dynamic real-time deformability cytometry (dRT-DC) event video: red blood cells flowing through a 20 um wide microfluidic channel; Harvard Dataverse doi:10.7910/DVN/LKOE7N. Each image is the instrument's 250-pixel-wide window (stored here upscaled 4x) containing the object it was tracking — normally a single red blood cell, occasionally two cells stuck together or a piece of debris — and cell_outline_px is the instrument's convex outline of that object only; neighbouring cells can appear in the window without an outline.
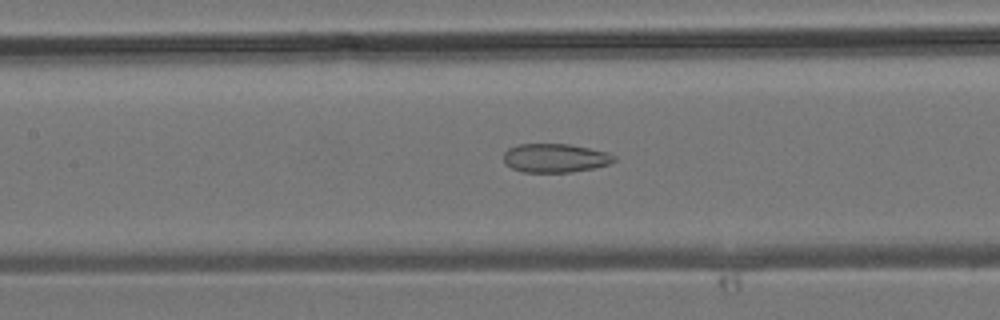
{"species": "common noctule bat (a hibernating species)", "species_latin": "Nyctalus noctula", "temperature_condition": "room temperature", "stored_images_in_passage": 28, "camera_frame_rate_fps": 3000, "um_per_image_px": 0.085, "animal": {"sex": "male", "body_mass_g": 19.2, "forearm_length_mm": 51.8}, "frame": {"image": 1, "passage_image": 11, "time_ms": 3.333, "image_size_px": [1000, 320], "cell_outline_px": [[616, 160], [608, 164], [592, 168], [572, 172], [524, 172], [512, 168], [504, 164], [504, 152], [508, 148], [520, 144], [568, 144], [608, 152], [616, 156]], "centroid_in_image_um": [47.17, 13.43], "position_along_channel_um": 160.2, "area_um2": 18.5}}
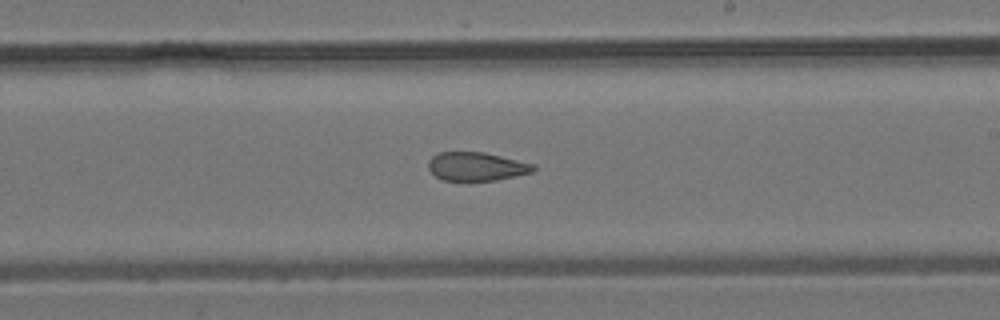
{"frame": {"image": 2, "passage_image": 16, "time_ms": 5.0, "image_size_px": [1000, 320], "cell_outline_px": [[536, 168], [532, 172], [516, 176], [496, 180], [444, 180], [436, 176], [428, 168], [428, 160], [432, 156], [440, 152], [484, 152], [536, 164]], "centroid_in_image_um": [40.52, 14.14], "position_along_channel_um": 248.5, "area_um2": 17.46}}
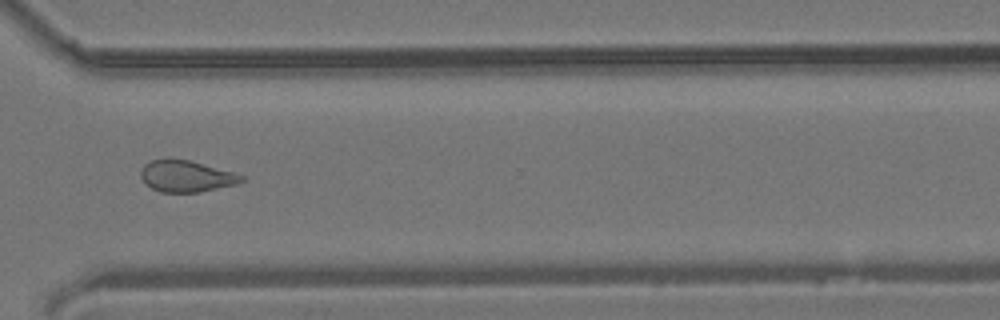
{"frame": {"image": 3, "passage_image": 22, "time_ms": 7.0, "image_size_px": [1000, 320], "cell_outline_px": [[244, 180], [236, 184], [200, 192], [160, 192], [144, 184], [140, 176], [140, 168], [144, 164], [152, 160], [168, 156], [188, 160], [232, 172], [244, 176]], "centroid_in_image_um": [15.75, 14.96], "position_along_channel_um": 354.9, "area_um2": 18.73}}